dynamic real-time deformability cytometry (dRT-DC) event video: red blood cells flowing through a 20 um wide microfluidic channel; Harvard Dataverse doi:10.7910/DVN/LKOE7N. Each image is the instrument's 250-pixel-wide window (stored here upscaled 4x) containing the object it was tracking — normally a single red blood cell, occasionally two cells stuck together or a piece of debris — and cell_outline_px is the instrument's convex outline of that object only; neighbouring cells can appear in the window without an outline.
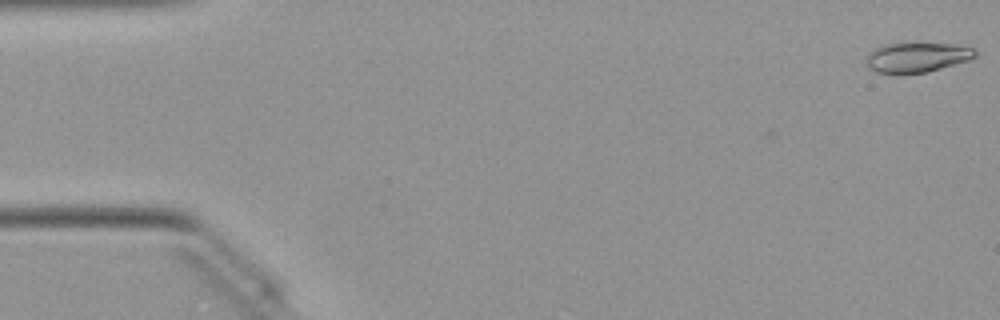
{"species": "Egyptian fruit bat (a non-hibernating species)", "species_latin": "Rousettus aegyptiacus", "temperature_condition": "warm", "stored_images_in_passage": 3, "camera_frame_rate_fps": 3000, "um_per_image_px": 0.085, "animal": {"sex": "female"}, "frame": {"image": 1, "passage_image": 1, "time_ms": 0.0, "image_size_px": [1000, 320], "cell_outline_px": [[976, 56], [968, 60], [928, 72], [876, 72], [868, 68], [868, 56], [876, 48], [884, 44], [904, 40], [920, 40], [952, 44], [972, 48], [976, 52]], "centroid_in_image_um": [77.97, 4.79], "position_along_channel_um": 7.0, "area_um2": 19.36}}